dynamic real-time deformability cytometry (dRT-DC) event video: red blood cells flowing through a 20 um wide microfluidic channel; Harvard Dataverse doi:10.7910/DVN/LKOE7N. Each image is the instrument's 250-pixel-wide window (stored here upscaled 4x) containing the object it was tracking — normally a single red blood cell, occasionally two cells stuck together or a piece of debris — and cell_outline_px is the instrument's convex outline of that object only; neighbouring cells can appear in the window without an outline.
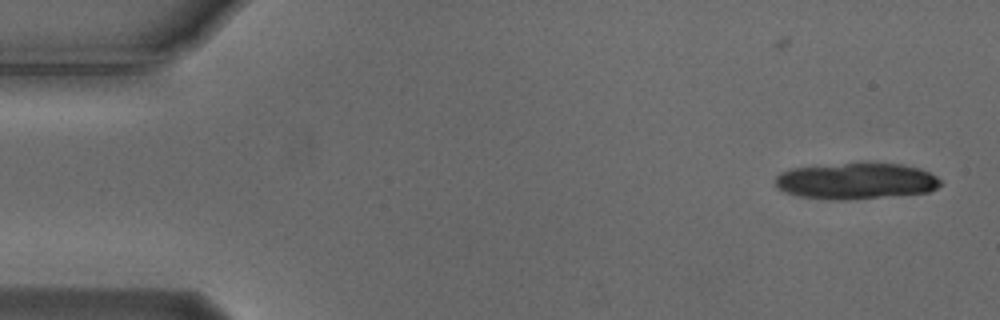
{"species": "Egyptian fruit bat (a non-hibernating species)", "species_latin": "Rousettus aegyptiacus", "temperature_condition": "cold", "stored_images_in_passage": 17, "camera_frame_rate_fps": 3000, "um_per_image_px": 0.085, "animal": {"sex": "male"}, "frame": {"image": 1, "passage_image": 1, "time_ms": 0.0, "image_size_px": [1000, 320], "cell_outline_px": [[940, 184], [936, 188], [928, 192], [844, 200], [836, 200], [800, 196], [784, 192], [776, 188], [776, 176], [780, 172], [788, 168], [864, 160], [904, 164], [920, 168], [936, 176], [940, 180]], "centroid_in_image_um": [72.73, 15.33], "position_along_channel_um": 12.3, "area_um2": 35.84}}